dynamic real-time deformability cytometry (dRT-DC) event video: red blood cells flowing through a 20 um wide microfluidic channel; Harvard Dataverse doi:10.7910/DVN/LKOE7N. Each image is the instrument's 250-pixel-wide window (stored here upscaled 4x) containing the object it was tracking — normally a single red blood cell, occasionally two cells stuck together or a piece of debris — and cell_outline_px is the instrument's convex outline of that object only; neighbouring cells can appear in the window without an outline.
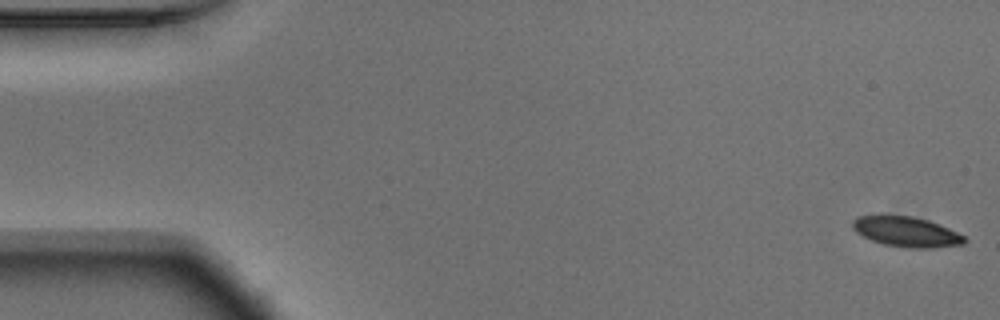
{"species": "Egyptian fruit bat (a non-hibernating species)", "species_latin": "Rousettus aegyptiacus", "temperature_condition": "warm", "stored_images_in_passage": 54, "camera_frame_rate_fps": 3000, "um_per_image_px": 0.085, "animal": {"sex": "male"}, "frame": {"image": 1, "passage_image": 1, "time_ms": 0.0, "image_size_px": [1000, 320], "cell_outline_px": [[968, 240], [964, 244], [932, 248], [908, 248], [884, 244], [872, 240], [856, 232], [852, 228], [852, 220], [856, 216], [880, 212], [884, 212], [912, 216], [928, 220], [948, 228], [964, 236]], "centroid_in_image_um": [76.97, 19.65], "position_along_channel_um": 8.0, "area_um2": 20.35}}
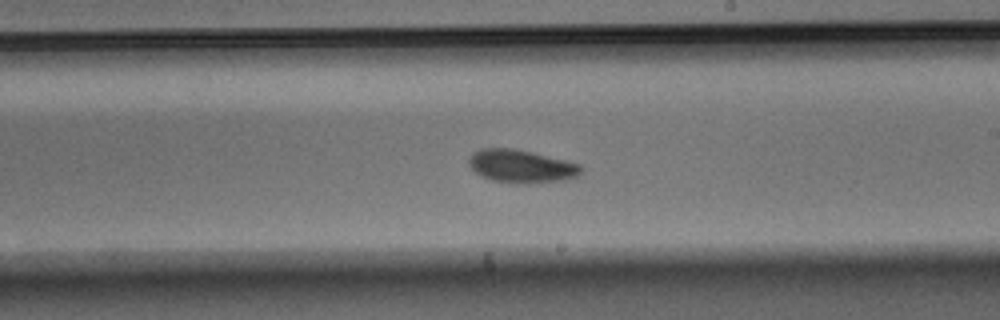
{"frame": {"image": 2, "passage_image": 31, "time_ms": 10.0, "image_size_px": [1000, 320], "cell_outline_px": [[584, 168], [576, 176], [564, 180], [528, 184], [520, 184], [492, 180], [480, 176], [468, 164], [468, 160], [472, 152], [480, 148], [512, 148], [532, 152], [580, 164]], "centroid_in_image_um": [44.28, 14.13], "position_along_channel_um": 244.7, "area_um2": 21.68}}
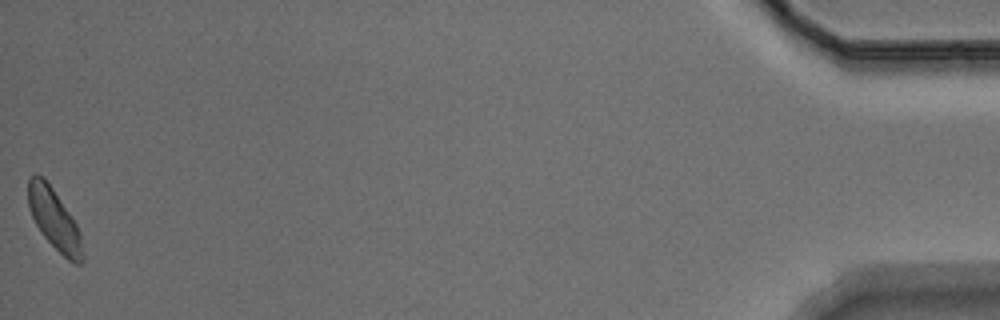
{"frame": {"image": 3, "passage_image": 54, "time_ms": 17.667, "image_size_px": [1000, 320], "cell_outline_px": [[84, 260], [80, 264], [76, 264], [68, 260], [44, 236], [36, 224], [28, 208], [28, 176], [32, 172], [36, 172], [44, 176], [76, 224], [80, 232], [84, 252]], "centroid_in_image_um": [4.6, 18.61], "position_along_channel_um": 430.6, "area_um2": 19.25}, "authors_computed_cell_mechanics": {"area_um2": 20.4612, "velocity_mm_per_s": 3.7218, "shape_relaxation_time_tau1_ms": 2.782, "shape_relaxation_time_tau2_ms": null, "deformation_change_tau1": 0.092, "deformation_change_tau2": null}}